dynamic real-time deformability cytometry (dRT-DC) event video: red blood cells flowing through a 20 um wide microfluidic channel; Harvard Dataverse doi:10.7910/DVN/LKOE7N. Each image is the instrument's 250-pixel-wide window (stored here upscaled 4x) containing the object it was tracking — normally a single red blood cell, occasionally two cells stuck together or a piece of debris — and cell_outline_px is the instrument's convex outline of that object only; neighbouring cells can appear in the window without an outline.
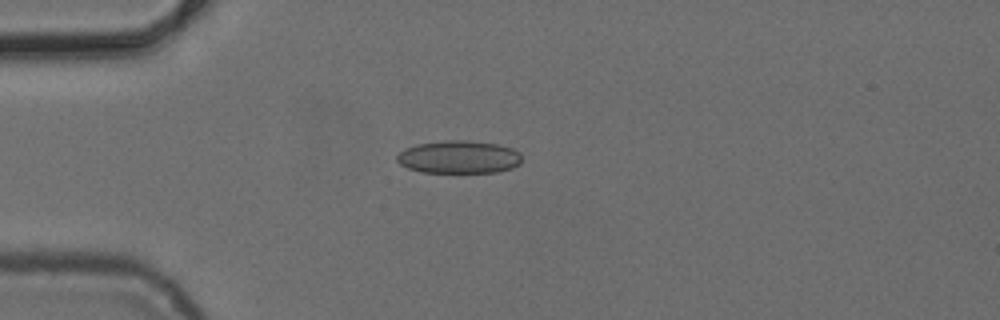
{"species": "common noctule bat (a hibernating species)", "species_latin": "Nyctalus noctula", "temperature_condition": "cold", "stored_images_in_passage": 5, "camera_frame_rate_fps": 3000, "um_per_image_px": 0.085, "animal": {"sex": "female", "body_mass_g": 24.6, "forearm_length_mm": 56.2}, "frame": {"image": 1, "passage_image": 1, "time_ms": 0.0, "image_size_px": [1000, 320], "cell_outline_px": [[520, 164], [512, 168], [500, 172], [424, 172], [408, 168], [400, 164], [396, 160], [396, 156], [404, 148], [416, 144], [444, 140], [468, 140], [500, 144], [512, 148], [520, 152]], "centroid_in_image_um": [39.01, 13.33], "position_along_channel_um": 46.0, "area_um2": 24.1}}
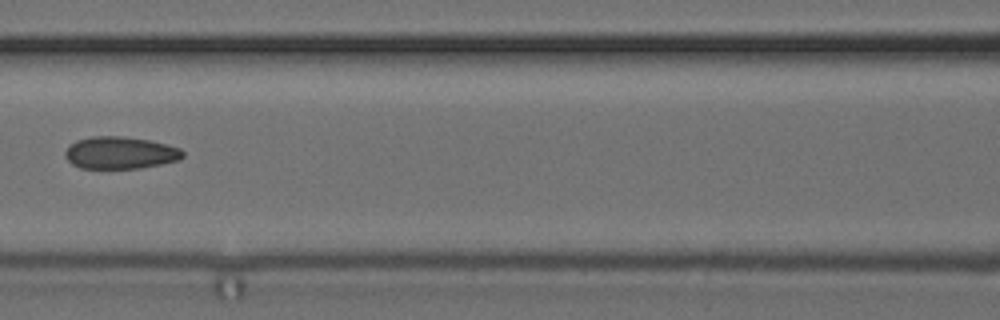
{"frame": {"image": 2, "passage_image": 4, "time_ms": 3.333, "image_size_px": [1000, 320], "cell_outline_px": [[184, 156], [180, 160], [140, 168], [80, 168], [72, 164], [68, 160], [64, 152], [76, 140], [92, 136], [120, 136], [148, 140], [168, 144], [180, 148], [184, 152]], "centroid_in_image_um": [10.24, 12.98], "position_along_channel_um": 156.4, "area_um2": 22.02}}
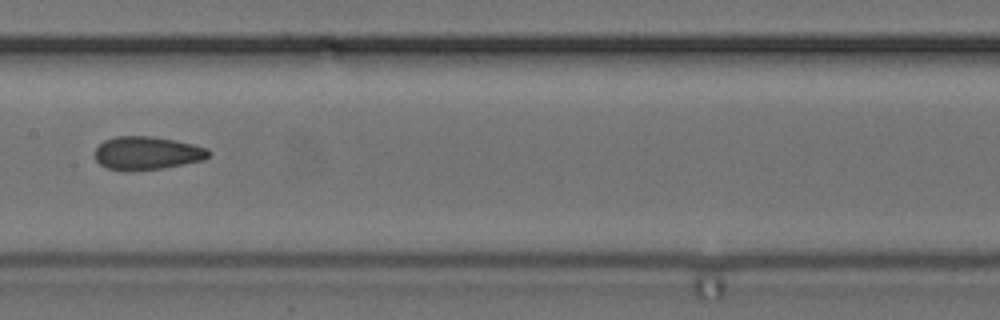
{"frame": {"image": 3, "passage_image": 5, "time_ms": 4.333, "image_size_px": [1000, 320], "cell_outline_px": [[212, 152], [204, 160], [164, 168], [132, 172], [128, 172], [108, 168], [100, 164], [96, 160], [96, 148], [104, 140], [116, 136], [148, 136], [172, 140], [192, 144], [208, 148]], "centroid_in_image_um": [12.5, 13.03], "position_along_channel_um": 194.9, "area_um2": 22.14}}